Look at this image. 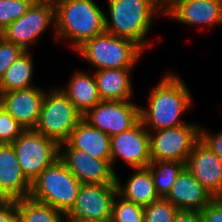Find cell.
<instances>
[{
	"label": "cell",
	"mask_w": 222,
	"mask_h": 222,
	"mask_svg": "<svg viewBox=\"0 0 222 222\" xmlns=\"http://www.w3.org/2000/svg\"><path fill=\"white\" fill-rule=\"evenodd\" d=\"M191 91L180 75L168 71L140 106V120L148 131L177 127L188 122L182 116L194 105Z\"/></svg>",
	"instance_id": "6da1fadb"
},
{
	"label": "cell",
	"mask_w": 222,
	"mask_h": 222,
	"mask_svg": "<svg viewBox=\"0 0 222 222\" xmlns=\"http://www.w3.org/2000/svg\"><path fill=\"white\" fill-rule=\"evenodd\" d=\"M178 210L202 211L213 199L212 194L184 167L165 197Z\"/></svg>",
	"instance_id": "ac0fdd59"
},
{
	"label": "cell",
	"mask_w": 222,
	"mask_h": 222,
	"mask_svg": "<svg viewBox=\"0 0 222 222\" xmlns=\"http://www.w3.org/2000/svg\"><path fill=\"white\" fill-rule=\"evenodd\" d=\"M0 222H17L16 200L6 199L0 205Z\"/></svg>",
	"instance_id": "d6a6232c"
},
{
	"label": "cell",
	"mask_w": 222,
	"mask_h": 222,
	"mask_svg": "<svg viewBox=\"0 0 222 222\" xmlns=\"http://www.w3.org/2000/svg\"><path fill=\"white\" fill-rule=\"evenodd\" d=\"M200 126V140L222 159V130L217 133H209Z\"/></svg>",
	"instance_id": "4dcf8cb0"
},
{
	"label": "cell",
	"mask_w": 222,
	"mask_h": 222,
	"mask_svg": "<svg viewBox=\"0 0 222 222\" xmlns=\"http://www.w3.org/2000/svg\"><path fill=\"white\" fill-rule=\"evenodd\" d=\"M110 136L82 118L59 149H78L93 158L111 160Z\"/></svg>",
	"instance_id": "d6986e66"
},
{
	"label": "cell",
	"mask_w": 222,
	"mask_h": 222,
	"mask_svg": "<svg viewBox=\"0 0 222 222\" xmlns=\"http://www.w3.org/2000/svg\"><path fill=\"white\" fill-rule=\"evenodd\" d=\"M67 84L60 87L75 105L76 109L85 115L92 107L102 101L97 88L94 73L76 70Z\"/></svg>",
	"instance_id": "44dd1931"
},
{
	"label": "cell",
	"mask_w": 222,
	"mask_h": 222,
	"mask_svg": "<svg viewBox=\"0 0 222 222\" xmlns=\"http://www.w3.org/2000/svg\"><path fill=\"white\" fill-rule=\"evenodd\" d=\"M12 145L23 174L30 183L59 159V144L34 129L24 130Z\"/></svg>",
	"instance_id": "52a82bcc"
},
{
	"label": "cell",
	"mask_w": 222,
	"mask_h": 222,
	"mask_svg": "<svg viewBox=\"0 0 222 222\" xmlns=\"http://www.w3.org/2000/svg\"><path fill=\"white\" fill-rule=\"evenodd\" d=\"M105 32L137 43L146 51L153 43L148 34L156 16H164L159 0H107ZM108 13V14H106Z\"/></svg>",
	"instance_id": "7a4b0ae2"
},
{
	"label": "cell",
	"mask_w": 222,
	"mask_h": 222,
	"mask_svg": "<svg viewBox=\"0 0 222 222\" xmlns=\"http://www.w3.org/2000/svg\"><path fill=\"white\" fill-rule=\"evenodd\" d=\"M31 183L23 174L12 144H0V194L10 200L30 195Z\"/></svg>",
	"instance_id": "e0dca14e"
},
{
	"label": "cell",
	"mask_w": 222,
	"mask_h": 222,
	"mask_svg": "<svg viewBox=\"0 0 222 222\" xmlns=\"http://www.w3.org/2000/svg\"><path fill=\"white\" fill-rule=\"evenodd\" d=\"M132 100H102L83 118L110 137L129 130L140 120V106Z\"/></svg>",
	"instance_id": "8fae6325"
},
{
	"label": "cell",
	"mask_w": 222,
	"mask_h": 222,
	"mask_svg": "<svg viewBox=\"0 0 222 222\" xmlns=\"http://www.w3.org/2000/svg\"><path fill=\"white\" fill-rule=\"evenodd\" d=\"M185 167L214 198L222 192V159L201 140L193 147Z\"/></svg>",
	"instance_id": "9a60e30c"
},
{
	"label": "cell",
	"mask_w": 222,
	"mask_h": 222,
	"mask_svg": "<svg viewBox=\"0 0 222 222\" xmlns=\"http://www.w3.org/2000/svg\"><path fill=\"white\" fill-rule=\"evenodd\" d=\"M59 159L82 184H116L111 160L93 158L78 149H59Z\"/></svg>",
	"instance_id": "4fadbf2b"
},
{
	"label": "cell",
	"mask_w": 222,
	"mask_h": 222,
	"mask_svg": "<svg viewBox=\"0 0 222 222\" xmlns=\"http://www.w3.org/2000/svg\"><path fill=\"white\" fill-rule=\"evenodd\" d=\"M17 222H67L66 214L30 196L16 199Z\"/></svg>",
	"instance_id": "cb8c5ba5"
},
{
	"label": "cell",
	"mask_w": 222,
	"mask_h": 222,
	"mask_svg": "<svg viewBox=\"0 0 222 222\" xmlns=\"http://www.w3.org/2000/svg\"><path fill=\"white\" fill-rule=\"evenodd\" d=\"M25 52L21 46L5 40L0 35V82L9 66Z\"/></svg>",
	"instance_id": "f546056e"
},
{
	"label": "cell",
	"mask_w": 222,
	"mask_h": 222,
	"mask_svg": "<svg viewBox=\"0 0 222 222\" xmlns=\"http://www.w3.org/2000/svg\"><path fill=\"white\" fill-rule=\"evenodd\" d=\"M134 68L101 69L94 71L102 100H132L133 85L130 74Z\"/></svg>",
	"instance_id": "ffe728a7"
},
{
	"label": "cell",
	"mask_w": 222,
	"mask_h": 222,
	"mask_svg": "<svg viewBox=\"0 0 222 222\" xmlns=\"http://www.w3.org/2000/svg\"><path fill=\"white\" fill-rule=\"evenodd\" d=\"M82 183L57 159L31 183L30 197L65 214L72 208Z\"/></svg>",
	"instance_id": "5b68a950"
},
{
	"label": "cell",
	"mask_w": 222,
	"mask_h": 222,
	"mask_svg": "<svg viewBox=\"0 0 222 222\" xmlns=\"http://www.w3.org/2000/svg\"><path fill=\"white\" fill-rule=\"evenodd\" d=\"M6 200L1 194H0V205Z\"/></svg>",
	"instance_id": "8d00e7d4"
},
{
	"label": "cell",
	"mask_w": 222,
	"mask_h": 222,
	"mask_svg": "<svg viewBox=\"0 0 222 222\" xmlns=\"http://www.w3.org/2000/svg\"><path fill=\"white\" fill-rule=\"evenodd\" d=\"M203 222H222V201L214 198L202 211Z\"/></svg>",
	"instance_id": "1f68e13d"
},
{
	"label": "cell",
	"mask_w": 222,
	"mask_h": 222,
	"mask_svg": "<svg viewBox=\"0 0 222 222\" xmlns=\"http://www.w3.org/2000/svg\"><path fill=\"white\" fill-rule=\"evenodd\" d=\"M104 12L94 0H60L55 7L56 40L70 42L75 52L105 32Z\"/></svg>",
	"instance_id": "3957f363"
},
{
	"label": "cell",
	"mask_w": 222,
	"mask_h": 222,
	"mask_svg": "<svg viewBox=\"0 0 222 222\" xmlns=\"http://www.w3.org/2000/svg\"><path fill=\"white\" fill-rule=\"evenodd\" d=\"M32 5H48L56 7L60 0H29Z\"/></svg>",
	"instance_id": "e575fe53"
},
{
	"label": "cell",
	"mask_w": 222,
	"mask_h": 222,
	"mask_svg": "<svg viewBox=\"0 0 222 222\" xmlns=\"http://www.w3.org/2000/svg\"><path fill=\"white\" fill-rule=\"evenodd\" d=\"M200 124L186 123L150 134L151 161H177L186 164L194 145L200 140Z\"/></svg>",
	"instance_id": "ba28073f"
},
{
	"label": "cell",
	"mask_w": 222,
	"mask_h": 222,
	"mask_svg": "<svg viewBox=\"0 0 222 222\" xmlns=\"http://www.w3.org/2000/svg\"><path fill=\"white\" fill-rule=\"evenodd\" d=\"M173 222H203V220L200 211L178 210Z\"/></svg>",
	"instance_id": "836d02e7"
},
{
	"label": "cell",
	"mask_w": 222,
	"mask_h": 222,
	"mask_svg": "<svg viewBox=\"0 0 222 222\" xmlns=\"http://www.w3.org/2000/svg\"><path fill=\"white\" fill-rule=\"evenodd\" d=\"M37 85L0 94V105L25 129H35L46 90Z\"/></svg>",
	"instance_id": "5bb4252c"
},
{
	"label": "cell",
	"mask_w": 222,
	"mask_h": 222,
	"mask_svg": "<svg viewBox=\"0 0 222 222\" xmlns=\"http://www.w3.org/2000/svg\"><path fill=\"white\" fill-rule=\"evenodd\" d=\"M54 28L55 34V7L48 5H32L19 19L9 24L0 35L7 41L30 51V46L39 40L46 30Z\"/></svg>",
	"instance_id": "30bf717a"
},
{
	"label": "cell",
	"mask_w": 222,
	"mask_h": 222,
	"mask_svg": "<svg viewBox=\"0 0 222 222\" xmlns=\"http://www.w3.org/2000/svg\"><path fill=\"white\" fill-rule=\"evenodd\" d=\"M185 163L177 161H151L149 168L159 197H166Z\"/></svg>",
	"instance_id": "d4e9b609"
},
{
	"label": "cell",
	"mask_w": 222,
	"mask_h": 222,
	"mask_svg": "<svg viewBox=\"0 0 222 222\" xmlns=\"http://www.w3.org/2000/svg\"><path fill=\"white\" fill-rule=\"evenodd\" d=\"M179 0H159L161 11L165 13L173 4Z\"/></svg>",
	"instance_id": "d590c367"
},
{
	"label": "cell",
	"mask_w": 222,
	"mask_h": 222,
	"mask_svg": "<svg viewBox=\"0 0 222 222\" xmlns=\"http://www.w3.org/2000/svg\"><path fill=\"white\" fill-rule=\"evenodd\" d=\"M118 193L116 184H82L67 222H94L111 219L112 204Z\"/></svg>",
	"instance_id": "9c48e42d"
},
{
	"label": "cell",
	"mask_w": 222,
	"mask_h": 222,
	"mask_svg": "<svg viewBox=\"0 0 222 222\" xmlns=\"http://www.w3.org/2000/svg\"><path fill=\"white\" fill-rule=\"evenodd\" d=\"M111 222H144V207L125 200L118 193L112 204Z\"/></svg>",
	"instance_id": "484cf974"
},
{
	"label": "cell",
	"mask_w": 222,
	"mask_h": 222,
	"mask_svg": "<svg viewBox=\"0 0 222 222\" xmlns=\"http://www.w3.org/2000/svg\"><path fill=\"white\" fill-rule=\"evenodd\" d=\"M178 209L164 197L144 207V222H173Z\"/></svg>",
	"instance_id": "4316f807"
},
{
	"label": "cell",
	"mask_w": 222,
	"mask_h": 222,
	"mask_svg": "<svg viewBox=\"0 0 222 222\" xmlns=\"http://www.w3.org/2000/svg\"><path fill=\"white\" fill-rule=\"evenodd\" d=\"M134 173L123 184L117 176L118 194L125 200L146 207L159 199L156 192L149 166L133 168Z\"/></svg>",
	"instance_id": "7402d4cb"
},
{
	"label": "cell",
	"mask_w": 222,
	"mask_h": 222,
	"mask_svg": "<svg viewBox=\"0 0 222 222\" xmlns=\"http://www.w3.org/2000/svg\"><path fill=\"white\" fill-rule=\"evenodd\" d=\"M110 147L113 169L119 159L131 169L148 167L151 162L150 134L141 120L129 130L111 136Z\"/></svg>",
	"instance_id": "7c38bea8"
},
{
	"label": "cell",
	"mask_w": 222,
	"mask_h": 222,
	"mask_svg": "<svg viewBox=\"0 0 222 222\" xmlns=\"http://www.w3.org/2000/svg\"><path fill=\"white\" fill-rule=\"evenodd\" d=\"M96 70L135 68L144 50L134 41L104 32L75 51Z\"/></svg>",
	"instance_id": "277c9868"
},
{
	"label": "cell",
	"mask_w": 222,
	"mask_h": 222,
	"mask_svg": "<svg viewBox=\"0 0 222 222\" xmlns=\"http://www.w3.org/2000/svg\"><path fill=\"white\" fill-rule=\"evenodd\" d=\"M32 6L29 0H0V33Z\"/></svg>",
	"instance_id": "83f0119b"
},
{
	"label": "cell",
	"mask_w": 222,
	"mask_h": 222,
	"mask_svg": "<svg viewBox=\"0 0 222 222\" xmlns=\"http://www.w3.org/2000/svg\"><path fill=\"white\" fill-rule=\"evenodd\" d=\"M25 129L0 105V144H12Z\"/></svg>",
	"instance_id": "f1b7e54d"
},
{
	"label": "cell",
	"mask_w": 222,
	"mask_h": 222,
	"mask_svg": "<svg viewBox=\"0 0 222 222\" xmlns=\"http://www.w3.org/2000/svg\"><path fill=\"white\" fill-rule=\"evenodd\" d=\"M46 90L34 130L56 141L66 142L83 115L59 87Z\"/></svg>",
	"instance_id": "8992f818"
},
{
	"label": "cell",
	"mask_w": 222,
	"mask_h": 222,
	"mask_svg": "<svg viewBox=\"0 0 222 222\" xmlns=\"http://www.w3.org/2000/svg\"><path fill=\"white\" fill-rule=\"evenodd\" d=\"M94 222H111L110 220H105V221H94Z\"/></svg>",
	"instance_id": "f35d334b"
},
{
	"label": "cell",
	"mask_w": 222,
	"mask_h": 222,
	"mask_svg": "<svg viewBox=\"0 0 222 222\" xmlns=\"http://www.w3.org/2000/svg\"><path fill=\"white\" fill-rule=\"evenodd\" d=\"M218 200L222 201V192L220 193V195L217 197Z\"/></svg>",
	"instance_id": "74e56055"
},
{
	"label": "cell",
	"mask_w": 222,
	"mask_h": 222,
	"mask_svg": "<svg viewBox=\"0 0 222 222\" xmlns=\"http://www.w3.org/2000/svg\"><path fill=\"white\" fill-rule=\"evenodd\" d=\"M34 65L30 51L22 54L5 72L0 82V94L36 86L32 80L35 71Z\"/></svg>",
	"instance_id": "603a6c76"
},
{
	"label": "cell",
	"mask_w": 222,
	"mask_h": 222,
	"mask_svg": "<svg viewBox=\"0 0 222 222\" xmlns=\"http://www.w3.org/2000/svg\"><path fill=\"white\" fill-rule=\"evenodd\" d=\"M164 17L187 26H221L222 0H179L164 13Z\"/></svg>",
	"instance_id": "2e32d148"
}]
</instances>
